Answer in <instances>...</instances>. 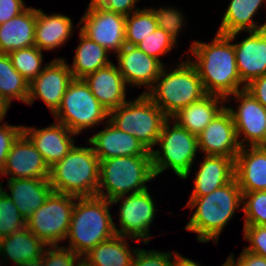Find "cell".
I'll return each instance as SVG.
<instances>
[{
  "label": "cell",
  "mask_w": 266,
  "mask_h": 266,
  "mask_svg": "<svg viewBox=\"0 0 266 266\" xmlns=\"http://www.w3.org/2000/svg\"><path fill=\"white\" fill-rule=\"evenodd\" d=\"M43 51L32 46L8 53L13 67L31 83L42 71Z\"/></svg>",
  "instance_id": "cell-35"
},
{
  "label": "cell",
  "mask_w": 266,
  "mask_h": 266,
  "mask_svg": "<svg viewBox=\"0 0 266 266\" xmlns=\"http://www.w3.org/2000/svg\"><path fill=\"white\" fill-rule=\"evenodd\" d=\"M168 69L165 66L162 68L155 84L146 95L168 118H172L181 109L202 99L207 93L198 71L189 59L180 62L174 69Z\"/></svg>",
  "instance_id": "cell-4"
},
{
  "label": "cell",
  "mask_w": 266,
  "mask_h": 266,
  "mask_svg": "<svg viewBox=\"0 0 266 266\" xmlns=\"http://www.w3.org/2000/svg\"><path fill=\"white\" fill-rule=\"evenodd\" d=\"M234 176L242 193L266 191V146L241 147Z\"/></svg>",
  "instance_id": "cell-21"
},
{
  "label": "cell",
  "mask_w": 266,
  "mask_h": 266,
  "mask_svg": "<svg viewBox=\"0 0 266 266\" xmlns=\"http://www.w3.org/2000/svg\"><path fill=\"white\" fill-rule=\"evenodd\" d=\"M155 177L151 155L101 160L97 196L111 201L122 195L142 192Z\"/></svg>",
  "instance_id": "cell-6"
},
{
  "label": "cell",
  "mask_w": 266,
  "mask_h": 266,
  "mask_svg": "<svg viewBox=\"0 0 266 266\" xmlns=\"http://www.w3.org/2000/svg\"><path fill=\"white\" fill-rule=\"evenodd\" d=\"M70 68L64 58H55L43 67V71L29 83L27 104L32 105L41 99L53 114L73 80Z\"/></svg>",
  "instance_id": "cell-14"
},
{
  "label": "cell",
  "mask_w": 266,
  "mask_h": 266,
  "mask_svg": "<svg viewBox=\"0 0 266 266\" xmlns=\"http://www.w3.org/2000/svg\"><path fill=\"white\" fill-rule=\"evenodd\" d=\"M23 133L40 152L49 168L62 160L74 147V136L64 124L52 123L49 127L39 128L23 126Z\"/></svg>",
  "instance_id": "cell-18"
},
{
  "label": "cell",
  "mask_w": 266,
  "mask_h": 266,
  "mask_svg": "<svg viewBox=\"0 0 266 266\" xmlns=\"http://www.w3.org/2000/svg\"><path fill=\"white\" fill-rule=\"evenodd\" d=\"M262 30L266 31V21L264 22V24H262Z\"/></svg>",
  "instance_id": "cell-50"
},
{
  "label": "cell",
  "mask_w": 266,
  "mask_h": 266,
  "mask_svg": "<svg viewBox=\"0 0 266 266\" xmlns=\"http://www.w3.org/2000/svg\"><path fill=\"white\" fill-rule=\"evenodd\" d=\"M105 123V129L87 139L99 161L118 156L151 155L134 136L117 129L108 120Z\"/></svg>",
  "instance_id": "cell-19"
},
{
  "label": "cell",
  "mask_w": 266,
  "mask_h": 266,
  "mask_svg": "<svg viewBox=\"0 0 266 266\" xmlns=\"http://www.w3.org/2000/svg\"><path fill=\"white\" fill-rule=\"evenodd\" d=\"M22 266H46L44 263V260L42 258L35 260L34 262L31 263H26Z\"/></svg>",
  "instance_id": "cell-48"
},
{
  "label": "cell",
  "mask_w": 266,
  "mask_h": 266,
  "mask_svg": "<svg viewBox=\"0 0 266 266\" xmlns=\"http://www.w3.org/2000/svg\"><path fill=\"white\" fill-rule=\"evenodd\" d=\"M77 197L52 192L46 202L27 220L26 228L47 246L66 240Z\"/></svg>",
  "instance_id": "cell-10"
},
{
  "label": "cell",
  "mask_w": 266,
  "mask_h": 266,
  "mask_svg": "<svg viewBox=\"0 0 266 266\" xmlns=\"http://www.w3.org/2000/svg\"><path fill=\"white\" fill-rule=\"evenodd\" d=\"M243 194L242 208L245 215L244 225L266 226V191L246 192Z\"/></svg>",
  "instance_id": "cell-37"
},
{
  "label": "cell",
  "mask_w": 266,
  "mask_h": 266,
  "mask_svg": "<svg viewBox=\"0 0 266 266\" xmlns=\"http://www.w3.org/2000/svg\"><path fill=\"white\" fill-rule=\"evenodd\" d=\"M26 228V220L0 188V239Z\"/></svg>",
  "instance_id": "cell-36"
},
{
  "label": "cell",
  "mask_w": 266,
  "mask_h": 266,
  "mask_svg": "<svg viewBox=\"0 0 266 266\" xmlns=\"http://www.w3.org/2000/svg\"><path fill=\"white\" fill-rule=\"evenodd\" d=\"M22 132L23 126L20 125H9L8 123L0 125V173L4 168L12 144Z\"/></svg>",
  "instance_id": "cell-41"
},
{
  "label": "cell",
  "mask_w": 266,
  "mask_h": 266,
  "mask_svg": "<svg viewBox=\"0 0 266 266\" xmlns=\"http://www.w3.org/2000/svg\"><path fill=\"white\" fill-rule=\"evenodd\" d=\"M167 119L165 113L142 93L136 100L126 101L109 111L108 121L117 129L134 136L151 151Z\"/></svg>",
  "instance_id": "cell-8"
},
{
  "label": "cell",
  "mask_w": 266,
  "mask_h": 266,
  "mask_svg": "<svg viewBox=\"0 0 266 266\" xmlns=\"http://www.w3.org/2000/svg\"><path fill=\"white\" fill-rule=\"evenodd\" d=\"M74 32L71 17L57 13L46 15L36 9L35 46L41 51L62 47Z\"/></svg>",
  "instance_id": "cell-25"
},
{
  "label": "cell",
  "mask_w": 266,
  "mask_h": 266,
  "mask_svg": "<svg viewBox=\"0 0 266 266\" xmlns=\"http://www.w3.org/2000/svg\"><path fill=\"white\" fill-rule=\"evenodd\" d=\"M238 103L236 110L226 107L231 113L241 147L266 146V108L245 89L230 96ZM243 136L242 139L240 137Z\"/></svg>",
  "instance_id": "cell-12"
},
{
  "label": "cell",
  "mask_w": 266,
  "mask_h": 266,
  "mask_svg": "<svg viewBox=\"0 0 266 266\" xmlns=\"http://www.w3.org/2000/svg\"><path fill=\"white\" fill-rule=\"evenodd\" d=\"M235 160L227 156L205 155L194 178L190 197H203L229 183L235 176Z\"/></svg>",
  "instance_id": "cell-24"
},
{
  "label": "cell",
  "mask_w": 266,
  "mask_h": 266,
  "mask_svg": "<svg viewBox=\"0 0 266 266\" xmlns=\"http://www.w3.org/2000/svg\"><path fill=\"white\" fill-rule=\"evenodd\" d=\"M100 161L92 147L74 145L70 152L50 168L49 181L54 192L79 197L97 196Z\"/></svg>",
  "instance_id": "cell-5"
},
{
  "label": "cell",
  "mask_w": 266,
  "mask_h": 266,
  "mask_svg": "<svg viewBox=\"0 0 266 266\" xmlns=\"http://www.w3.org/2000/svg\"><path fill=\"white\" fill-rule=\"evenodd\" d=\"M75 266H90L83 258H81Z\"/></svg>",
  "instance_id": "cell-49"
},
{
  "label": "cell",
  "mask_w": 266,
  "mask_h": 266,
  "mask_svg": "<svg viewBox=\"0 0 266 266\" xmlns=\"http://www.w3.org/2000/svg\"><path fill=\"white\" fill-rule=\"evenodd\" d=\"M76 28L85 36L117 54L125 45L126 16L104 8H86Z\"/></svg>",
  "instance_id": "cell-13"
},
{
  "label": "cell",
  "mask_w": 266,
  "mask_h": 266,
  "mask_svg": "<svg viewBox=\"0 0 266 266\" xmlns=\"http://www.w3.org/2000/svg\"><path fill=\"white\" fill-rule=\"evenodd\" d=\"M174 254V255H173ZM179 252H159L138 248L132 266H172Z\"/></svg>",
  "instance_id": "cell-38"
},
{
  "label": "cell",
  "mask_w": 266,
  "mask_h": 266,
  "mask_svg": "<svg viewBox=\"0 0 266 266\" xmlns=\"http://www.w3.org/2000/svg\"><path fill=\"white\" fill-rule=\"evenodd\" d=\"M244 239L250 242L244 249L250 253L266 258V226L244 225Z\"/></svg>",
  "instance_id": "cell-40"
},
{
  "label": "cell",
  "mask_w": 266,
  "mask_h": 266,
  "mask_svg": "<svg viewBox=\"0 0 266 266\" xmlns=\"http://www.w3.org/2000/svg\"><path fill=\"white\" fill-rule=\"evenodd\" d=\"M126 237L114 235L100 242L82 258L90 266H132L138 248L129 249Z\"/></svg>",
  "instance_id": "cell-30"
},
{
  "label": "cell",
  "mask_w": 266,
  "mask_h": 266,
  "mask_svg": "<svg viewBox=\"0 0 266 266\" xmlns=\"http://www.w3.org/2000/svg\"><path fill=\"white\" fill-rule=\"evenodd\" d=\"M0 94L11 105L17 99L27 104L29 82L13 67L8 54L0 53Z\"/></svg>",
  "instance_id": "cell-34"
},
{
  "label": "cell",
  "mask_w": 266,
  "mask_h": 266,
  "mask_svg": "<svg viewBox=\"0 0 266 266\" xmlns=\"http://www.w3.org/2000/svg\"><path fill=\"white\" fill-rule=\"evenodd\" d=\"M224 97L207 94L202 99L181 109L172 119L190 133L198 136L226 107ZM224 103V104H223Z\"/></svg>",
  "instance_id": "cell-28"
},
{
  "label": "cell",
  "mask_w": 266,
  "mask_h": 266,
  "mask_svg": "<svg viewBox=\"0 0 266 266\" xmlns=\"http://www.w3.org/2000/svg\"><path fill=\"white\" fill-rule=\"evenodd\" d=\"M10 106L11 105L0 94V123L4 121V117L7 115Z\"/></svg>",
  "instance_id": "cell-47"
},
{
  "label": "cell",
  "mask_w": 266,
  "mask_h": 266,
  "mask_svg": "<svg viewBox=\"0 0 266 266\" xmlns=\"http://www.w3.org/2000/svg\"><path fill=\"white\" fill-rule=\"evenodd\" d=\"M139 0H90L89 8H104L105 10L128 16L132 12L140 9L136 8Z\"/></svg>",
  "instance_id": "cell-42"
},
{
  "label": "cell",
  "mask_w": 266,
  "mask_h": 266,
  "mask_svg": "<svg viewBox=\"0 0 266 266\" xmlns=\"http://www.w3.org/2000/svg\"><path fill=\"white\" fill-rule=\"evenodd\" d=\"M95 98L111 111L126 100L127 83L118 67L112 62L83 78Z\"/></svg>",
  "instance_id": "cell-22"
},
{
  "label": "cell",
  "mask_w": 266,
  "mask_h": 266,
  "mask_svg": "<svg viewBox=\"0 0 266 266\" xmlns=\"http://www.w3.org/2000/svg\"><path fill=\"white\" fill-rule=\"evenodd\" d=\"M7 187L10 194L0 182V188L13 201L25 220L40 208L53 192L49 178L9 179Z\"/></svg>",
  "instance_id": "cell-23"
},
{
  "label": "cell",
  "mask_w": 266,
  "mask_h": 266,
  "mask_svg": "<svg viewBox=\"0 0 266 266\" xmlns=\"http://www.w3.org/2000/svg\"><path fill=\"white\" fill-rule=\"evenodd\" d=\"M239 34L217 33L210 43L195 40L189 47L192 58L188 59L198 71L207 94L226 98L245 89L238 74L234 43H231Z\"/></svg>",
  "instance_id": "cell-1"
},
{
  "label": "cell",
  "mask_w": 266,
  "mask_h": 266,
  "mask_svg": "<svg viewBox=\"0 0 266 266\" xmlns=\"http://www.w3.org/2000/svg\"><path fill=\"white\" fill-rule=\"evenodd\" d=\"M46 247L41 239L25 228L0 239V256L5 262L11 260L15 265L22 266L42 258Z\"/></svg>",
  "instance_id": "cell-27"
},
{
  "label": "cell",
  "mask_w": 266,
  "mask_h": 266,
  "mask_svg": "<svg viewBox=\"0 0 266 266\" xmlns=\"http://www.w3.org/2000/svg\"><path fill=\"white\" fill-rule=\"evenodd\" d=\"M198 149L205 155L237 157L241 146L231 113L225 107L198 135Z\"/></svg>",
  "instance_id": "cell-15"
},
{
  "label": "cell",
  "mask_w": 266,
  "mask_h": 266,
  "mask_svg": "<svg viewBox=\"0 0 266 266\" xmlns=\"http://www.w3.org/2000/svg\"><path fill=\"white\" fill-rule=\"evenodd\" d=\"M172 266H201L198 262L193 261L192 259L183 257V255L178 254L173 262Z\"/></svg>",
  "instance_id": "cell-46"
},
{
  "label": "cell",
  "mask_w": 266,
  "mask_h": 266,
  "mask_svg": "<svg viewBox=\"0 0 266 266\" xmlns=\"http://www.w3.org/2000/svg\"><path fill=\"white\" fill-rule=\"evenodd\" d=\"M243 194L234 177L229 183L203 197H190L185 207L194 209L185 230L197 233L201 243H218L219 236L240 208Z\"/></svg>",
  "instance_id": "cell-2"
},
{
  "label": "cell",
  "mask_w": 266,
  "mask_h": 266,
  "mask_svg": "<svg viewBox=\"0 0 266 266\" xmlns=\"http://www.w3.org/2000/svg\"><path fill=\"white\" fill-rule=\"evenodd\" d=\"M79 45L76 48L73 63L70 68L73 78L83 79L111 63L108 58L109 51L95 41L90 40L81 31L79 32Z\"/></svg>",
  "instance_id": "cell-33"
},
{
  "label": "cell",
  "mask_w": 266,
  "mask_h": 266,
  "mask_svg": "<svg viewBox=\"0 0 266 266\" xmlns=\"http://www.w3.org/2000/svg\"><path fill=\"white\" fill-rule=\"evenodd\" d=\"M120 201L119 224L121 226L118 229L115 226L116 234L148 244L151 239L149 228L153 225L152 222L156 218L157 211L149 189L122 195L110 202L113 205Z\"/></svg>",
  "instance_id": "cell-11"
},
{
  "label": "cell",
  "mask_w": 266,
  "mask_h": 266,
  "mask_svg": "<svg viewBox=\"0 0 266 266\" xmlns=\"http://www.w3.org/2000/svg\"><path fill=\"white\" fill-rule=\"evenodd\" d=\"M266 0H230L222 17L217 33L229 35L235 32L262 30V25L254 21L261 5Z\"/></svg>",
  "instance_id": "cell-31"
},
{
  "label": "cell",
  "mask_w": 266,
  "mask_h": 266,
  "mask_svg": "<svg viewBox=\"0 0 266 266\" xmlns=\"http://www.w3.org/2000/svg\"><path fill=\"white\" fill-rule=\"evenodd\" d=\"M27 8L23 0H0V24L20 15Z\"/></svg>",
  "instance_id": "cell-43"
},
{
  "label": "cell",
  "mask_w": 266,
  "mask_h": 266,
  "mask_svg": "<svg viewBox=\"0 0 266 266\" xmlns=\"http://www.w3.org/2000/svg\"><path fill=\"white\" fill-rule=\"evenodd\" d=\"M118 69L127 85L145 86L148 90L155 84L162 68L165 66L158 59L149 56L136 46L125 45L117 54Z\"/></svg>",
  "instance_id": "cell-17"
},
{
  "label": "cell",
  "mask_w": 266,
  "mask_h": 266,
  "mask_svg": "<svg viewBox=\"0 0 266 266\" xmlns=\"http://www.w3.org/2000/svg\"><path fill=\"white\" fill-rule=\"evenodd\" d=\"M183 15L176 8L156 30L139 42L136 47L162 63L163 61L159 57L166 55L177 45L178 34L180 30L183 31V25L185 24V17Z\"/></svg>",
  "instance_id": "cell-29"
},
{
  "label": "cell",
  "mask_w": 266,
  "mask_h": 266,
  "mask_svg": "<svg viewBox=\"0 0 266 266\" xmlns=\"http://www.w3.org/2000/svg\"><path fill=\"white\" fill-rule=\"evenodd\" d=\"M76 201L66 237L69 242L66 248L83 257L100 242L116 235V232L109 200L89 196L79 197Z\"/></svg>",
  "instance_id": "cell-3"
},
{
  "label": "cell",
  "mask_w": 266,
  "mask_h": 266,
  "mask_svg": "<svg viewBox=\"0 0 266 266\" xmlns=\"http://www.w3.org/2000/svg\"><path fill=\"white\" fill-rule=\"evenodd\" d=\"M158 144L161 149L150 151L155 176L171 169L179 178L186 180L199 151L198 136L168 118L157 139Z\"/></svg>",
  "instance_id": "cell-7"
},
{
  "label": "cell",
  "mask_w": 266,
  "mask_h": 266,
  "mask_svg": "<svg viewBox=\"0 0 266 266\" xmlns=\"http://www.w3.org/2000/svg\"><path fill=\"white\" fill-rule=\"evenodd\" d=\"M175 7H161L159 9H138L126 16L125 42L126 45L136 46L175 10Z\"/></svg>",
  "instance_id": "cell-32"
},
{
  "label": "cell",
  "mask_w": 266,
  "mask_h": 266,
  "mask_svg": "<svg viewBox=\"0 0 266 266\" xmlns=\"http://www.w3.org/2000/svg\"><path fill=\"white\" fill-rule=\"evenodd\" d=\"M233 253L226 259V262L222 266H266V258L250 253L245 249L240 253V256L236 259Z\"/></svg>",
  "instance_id": "cell-44"
},
{
  "label": "cell",
  "mask_w": 266,
  "mask_h": 266,
  "mask_svg": "<svg viewBox=\"0 0 266 266\" xmlns=\"http://www.w3.org/2000/svg\"><path fill=\"white\" fill-rule=\"evenodd\" d=\"M60 245L46 247L42 256L46 266H75L82 258L71 249ZM47 249V250H46Z\"/></svg>",
  "instance_id": "cell-39"
},
{
  "label": "cell",
  "mask_w": 266,
  "mask_h": 266,
  "mask_svg": "<svg viewBox=\"0 0 266 266\" xmlns=\"http://www.w3.org/2000/svg\"><path fill=\"white\" fill-rule=\"evenodd\" d=\"M245 90L266 108V74L250 81Z\"/></svg>",
  "instance_id": "cell-45"
},
{
  "label": "cell",
  "mask_w": 266,
  "mask_h": 266,
  "mask_svg": "<svg viewBox=\"0 0 266 266\" xmlns=\"http://www.w3.org/2000/svg\"><path fill=\"white\" fill-rule=\"evenodd\" d=\"M52 115L56 122L78 135L108 120L109 111L95 98L84 79L74 78Z\"/></svg>",
  "instance_id": "cell-9"
},
{
  "label": "cell",
  "mask_w": 266,
  "mask_h": 266,
  "mask_svg": "<svg viewBox=\"0 0 266 266\" xmlns=\"http://www.w3.org/2000/svg\"><path fill=\"white\" fill-rule=\"evenodd\" d=\"M0 175L8 179L49 178L50 168L31 140L22 132L12 144Z\"/></svg>",
  "instance_id": "cell-16"
},
{
  "label": "cell",
  "mask_w": 266,
  "mask_h": 266,
  "mask_svg": "<svg viewBox=\"0 0 266 266\" xmlns=\"http://www.w3.org/2000/svg\"><path fill=\"white\" fill-rule=\"evenodd\" d=\"M36 8L29 7L20 15L0 24V53L35 46Z\"/></svg>",
  "instance_id": "cell-26"
},
{
  "label": "cell",
  "mask_w": 266,
  "mask_h": 266,
  "mask_svg": "<svg viewBox=\"0 0 266 266\" xmlns=\"http://www.w3.org/2000/svg\"><path fill=\"white\" fill-rule=\"evenodd\" d=\"M239 43H234L238 74L247 85L266 74V31H249Z\"/></svg>",
  "instance_id": "cell-20"
}]
</instances>
